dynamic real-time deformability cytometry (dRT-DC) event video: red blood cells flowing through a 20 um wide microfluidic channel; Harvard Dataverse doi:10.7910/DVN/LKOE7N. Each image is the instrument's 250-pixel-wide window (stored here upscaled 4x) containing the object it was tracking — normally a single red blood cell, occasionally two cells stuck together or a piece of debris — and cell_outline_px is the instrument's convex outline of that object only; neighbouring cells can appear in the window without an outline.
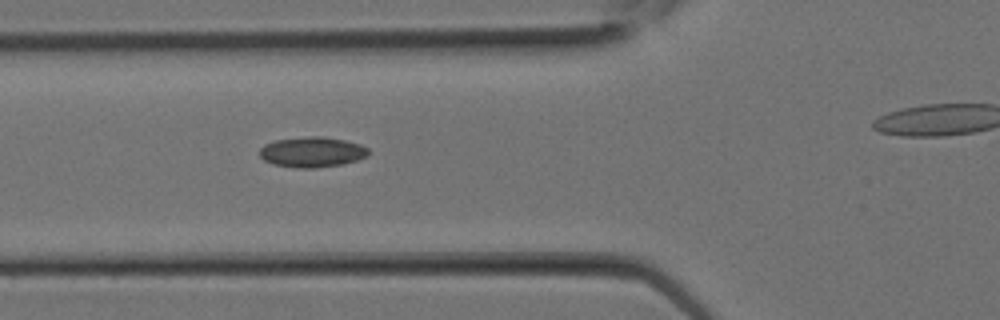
{"species": "Egyptian fruit bat (a non-hibernating species)", "species_latin": "Rousettus aegyptiacus", "temperature_condition": "room temperature", "stored_images_in_passage": 5, "segment_of_instrument_passage": [1, 2], "camera_frame_rate_fps": 3000, "um_per_image_px": 0.085, "animal": {"sex": "female"}, "frame": {"image": 1, "passage_image": 4, "time_ms": 1.0, "image_size_px": [1000, 320], "cell_outline_px": [[368, 156], [344, 164], [316, 168], [296, 168], [272, 164], [264, 160], [260, 156], [260, 148], [264, 144], [276, 140], [308, 136], [324, 136], [344, 140], [360, 144], [368, 148]], "centroid_in_image_um": [26.52, 12.93], "position_along_channel_um": 99.3, "area_um2": 19.36}}